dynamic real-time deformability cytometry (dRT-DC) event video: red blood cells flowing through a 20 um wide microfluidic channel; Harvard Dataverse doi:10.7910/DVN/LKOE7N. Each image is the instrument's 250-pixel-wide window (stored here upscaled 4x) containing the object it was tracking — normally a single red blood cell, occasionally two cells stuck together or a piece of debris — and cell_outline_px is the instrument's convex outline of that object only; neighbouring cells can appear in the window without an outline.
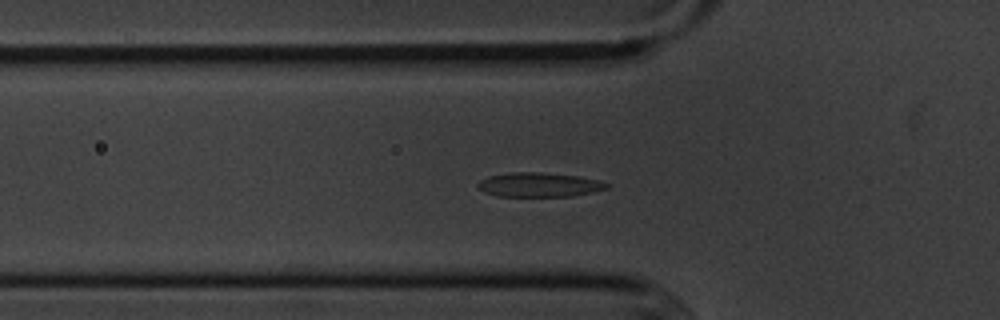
{"species": "common noctule bat (a hibernating species)", "species_latin": "Nyctalus noctula", "temperature_condition": "cold", "stored_images_in_passage": 55, "camera_frame_rate_fps": 3000, "um_per_image_px": 0.085, "animal": {"sex": "male", "body_mass_g": 20.1, "forearm_length_mm": 53.5}, "frame": {"image": 1, "passage_image": 18, "time_ms": 5.667, "image_size_px": [1000, 320], "cell_outline_px": [[608, 188], [592, 192], [572, 196], [496, 196], [484, 192], [476, 184], [480, 180], [488, 176], [512, 172], [540, 172], [576, 176], [600, 180], [608, 184]], "centroid_in_image_um": [45.8, 15.7], "position_along_channel_um": 80.0, "area_um2": 18.15}}
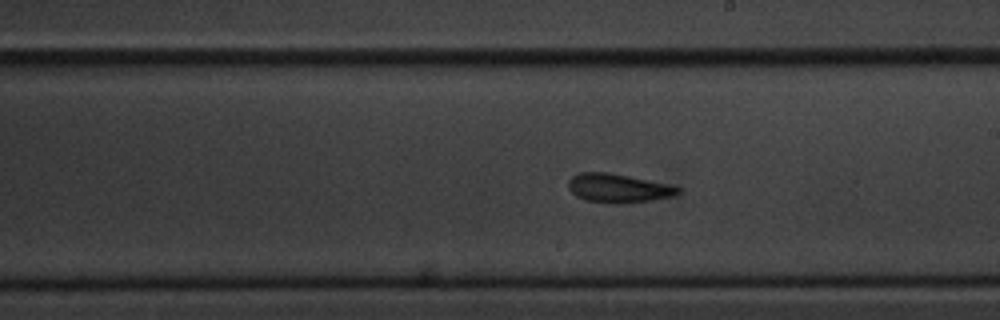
{"frame": {"image": 2, "passage_image": 31, "time_ms": 10.0, "image_size_px": [1000, 320], "cell_outline_px": [[680, 192], [672, 196], [652, 200], [624, 204], [616, 204], [584, 200], [576, 196], [568, 188], [568, 180], [572, 176], [580, 172], [608, 172], [676, 184], [680, 188]], "centroid_in_image_um": [52.59, 15.99], "position_along_channel_um": 236.4, "area_um2": 18.9}}
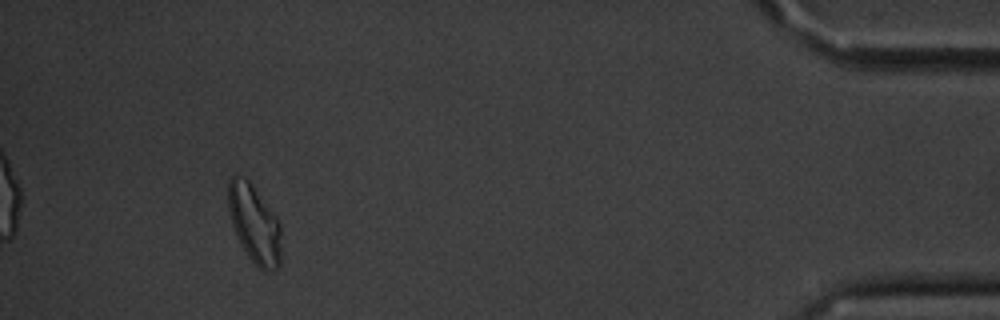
{"frame": {"image": 3, "passage_image": 51, "time_ms": 16.667, "image_size_px": [1000, 320], "cell_outline_px": [[280, 264], [276, 268], [264, 272], [244, 252], [236, 236], [228, 212], [228, 180], [232, 176], [236, 176], [248, 180], [252, 184], [276, 216], [280, 224]], "centroid_in_image_um": [21.6, 19.04], "position_along_channel_um": 413.6, "area_um2": 24.04}, "authors_computed_cell_mechanics": {"area_um2": 18.785, "velocity_mm_per_s": 3.5911, "shape_relaxation_time_tau1_ms": 2.8615, "shape_relaxation_time_tau2_ms": 2.3901, "deformation_change_tau1": 0.0989, "deformation_change_tau2": 0.0841}}